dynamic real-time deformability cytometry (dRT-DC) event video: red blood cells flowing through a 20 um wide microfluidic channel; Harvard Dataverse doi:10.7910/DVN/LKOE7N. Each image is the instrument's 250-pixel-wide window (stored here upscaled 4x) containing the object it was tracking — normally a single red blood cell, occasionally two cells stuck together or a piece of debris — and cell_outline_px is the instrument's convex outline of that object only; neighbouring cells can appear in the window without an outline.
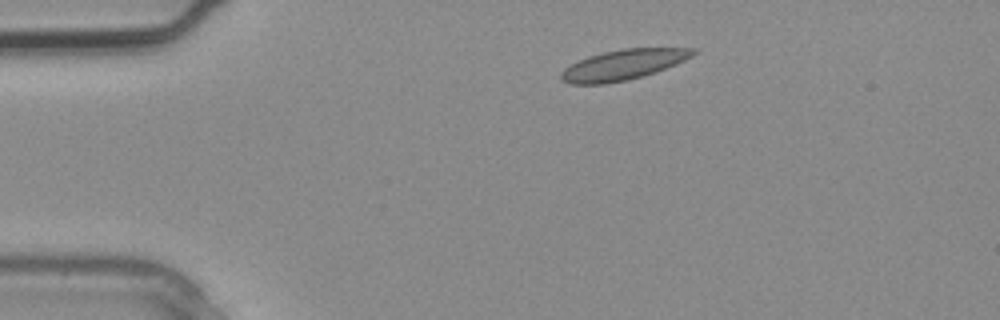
{"species": "common noctule bat (a hibernating species)", "species_latin": "Nyctalus noctula", "temperature_condition": "warm", "stored_images_in_passage": 3, "camera_frame_rate_fps": 3000, "um_per_image_px": 0.085, "animal": {"sex": "male", "body_mass_g": 20.4}, "frame": {"image": 1, "passage_image": 2, "time_ms": 0.333, "image_size_px": [1000, 320], "cell_outline_px": [[696, 52], [692, 56], [676, 64], [656, 72], [628, 80], [604, 84], [568, 84], [560, 80], [560, 72], [564, 68], [588, 56], [604, 52], [624, 48], [696, 48]], "centroid_in_image_um": [52.94, 5.51], "position_along_channel_um": 32.1, "area_um2": 23.29}}
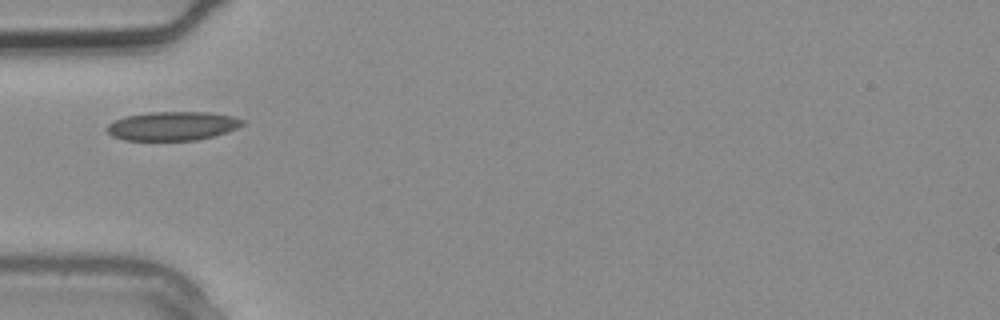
{"frame": {"image": 2, "passage_image": 3, "time_ms": 0.667, "image_size_px": [1000, 320], "cell_outline_px": [[244, 124], [228, 132], [196, 140], [124, 140], [112, 136], [104, 128], [108, 124], [124, 116], [148, 112], [208, 112], [232, 116], [244, 120]], "centroid_in_image_um": [14.64, 10.7], "position_along_channel_um": 70.4, "area_um2": 22.83}}